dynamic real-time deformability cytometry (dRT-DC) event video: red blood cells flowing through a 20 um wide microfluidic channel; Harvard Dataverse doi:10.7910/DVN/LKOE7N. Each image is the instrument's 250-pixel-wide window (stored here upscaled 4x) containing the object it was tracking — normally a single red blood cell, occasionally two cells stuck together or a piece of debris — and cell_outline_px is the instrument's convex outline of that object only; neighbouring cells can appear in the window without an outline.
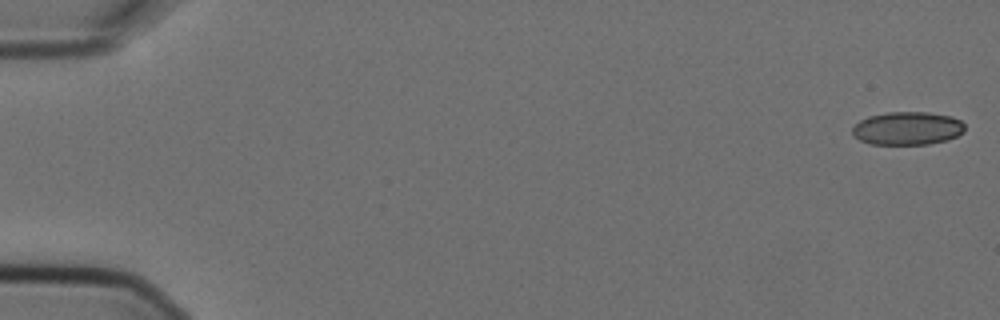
{"species": "Egyptian fruit bat (a non-hibernating species)", "species_latin": "Rousettus aegyptiacus", "temperature_condition": "cold", "stored_images_in_passage": 5, "camera_frame_rate_fps": 3000, "um_per_image_px": 0.085, "animal": {"sex": "female"}, "frame": {"image": 1, "passage_image": 1, "time_ms": 0.0, "image_size_px": [1000, 320], "cell_outline_px": [[964, 132], [948, 140], [928, 144], [868, 144], [852, 136], [852, 128], [860, 120], [868, 116], [888, 112], [928, 112], [952, 116], [960, 120], [964, 124]], "centroid_in_image_um": [77.12, 10.91], "position_along_channel_um": 7.9, "area_um2": 21.91}}